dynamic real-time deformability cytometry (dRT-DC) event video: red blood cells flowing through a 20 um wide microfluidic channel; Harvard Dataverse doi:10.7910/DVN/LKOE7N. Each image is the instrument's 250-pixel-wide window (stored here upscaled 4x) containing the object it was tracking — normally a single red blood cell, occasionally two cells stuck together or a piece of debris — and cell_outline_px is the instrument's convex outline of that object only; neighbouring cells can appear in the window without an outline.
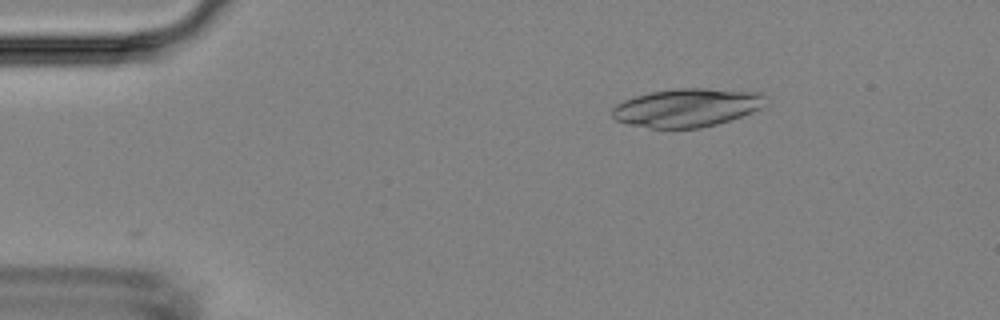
{"species": "Egyptian fruit bat (a non-hibernating species)", "species_latin": "Rousettus aegyptiacus", "temperature_condition": "room temperature", "stored_images_in_passage": 42, "camera_frame_rate_fps": 3000, "um_per_image_px": 0.085, "animal": {"sex": "female"}, "frame": {"image": 1, "passage_image": 1, "time_ms": 0.0, "image_size_px": [1000, 320], "cell_outline_px": [[768, 104], [752, 112], [716, 124], [700, 128], [652, 128], [628, 124], [616, 120], [612, 116], [612, 108], [616, 104], [624, 100], [636, 96], [652, 92], [676, 88], [704, 88], [760, 92], [768, 96]], "centroid_in_image_um": [58.43, 9.14], "position_along_channel_um": 26.6, "area_um2": 34.39}}
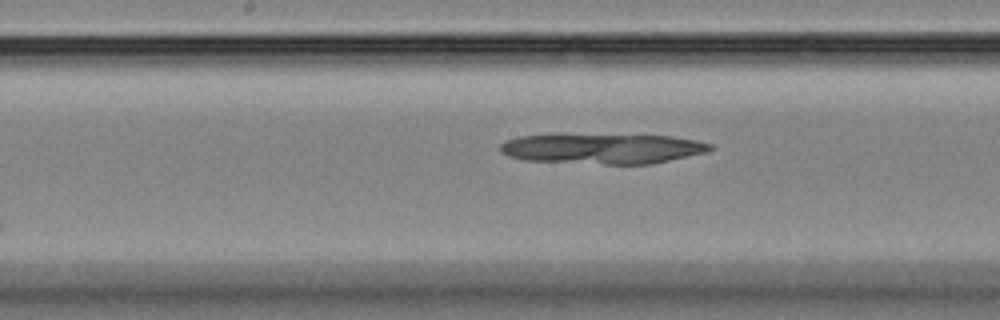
{"frame": {"image": 2, "passage_image": 18, "time_ms": 5.667, "image_size_px": [1000, 320], "cell_outline_px": [[716, 148], [708, 152], [652, 164], [604, 164], [524, 160], [508, 156], [500, 152], [500, 144], [504, 140], [520, 136], [672, 136], [696, 140], [712, 144]], "centroid_in_image_um": [51.27, 12.66], "position_along_channel_um": 196.9, "area_um2": 36.3}}